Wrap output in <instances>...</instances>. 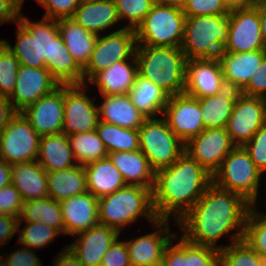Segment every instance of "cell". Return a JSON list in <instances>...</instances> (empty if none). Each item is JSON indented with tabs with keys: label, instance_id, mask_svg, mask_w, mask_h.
Listing matches in <instances>:
<instances>
[{
	"label": "cell",
	"instance_id": "25",
	"mask_svg": "<svg viewBox=\"0 0 266 266\" xmlns=\"http://www.w3.org/2000/svg\"><path fill=\"white\" fill-rule=\"evenodd\" d=\"M71 18L97 36L120 22L114 0H82Z\"/></svg>",
	"mask_w": 266,
	"mask_h": 266
},
{
	"label": "cell",
	"instance_id": "46",
	"mask_svg": "<svg viewBox=\"0 0 266 266\" xmlns=\"http://www.w3.org/2000/svg\"><path fill=\"white\" fill-rule=\"evenodd\" d=\"M182 11L186 17L229 14L221 0H187Z\"/></svg>",
	"mask_w": 266,
	"mask_h": 266
},
{
	"label": "cell",
	"instance_id": "34",
	"mask_svg": "<svg viewBox=\"0 0 266 266\" xmlns=\"http://www.w3.org/2000/svg\"><path fill=\"white\" fill-rule=\"evenodd\" d=\"M48 197L63 201L87 191L86 173L82 165L47 172Z\"/></svg>",
	"mask_w": 266,
	"mask_h": 266
},
{
	"label": "cell",
	"instance_id": "57",
	"mask_svg": "<svg viewBox=\"0 0 266 266\" xmlns=\"http://www.w3.org/2000/svg\"><path fill=\"white\" fill-rule=\"evenodd\" d=\"M11 183V164L0 158V189Z\"/></svg>",
	"mask_w": 266,
	"mask_h": 266
},
{
	"label": "cell",
	"instance_id": "52",
	"mask_svg": "<svg viewBox=\"0 0 266 266\" xmlns=\"http://www.w3.org/2000/svg\"><path fill=\"white\" fill-rule=\"evenodd\" d=\"M2 258L0 257V266H41L39 258L30 248H21L11 253L8 258Z\"/></svg>",
	"mask_w": 266,
	"mask_h": 266
},
{
	"label": "cell",
	"instance_id": "16",
	"mask_svg": "<svg viewBox=\"0 0 266 266\" xmlns=\"http://www.w3.org/2000/svg\"><path fill=\"white\" fill-rule=\"evenodd\" d=\"M229 35L223 52L241 53L264 49L258 7L232 10L228 14Z\"/></svg>",
	"mask_w": 266,
	"mask_h": 266
},
{
	"label": "cell",
	"instance_id": "8",
	"mask_svg": "<svg viewBox=\"0 0 266 266\" xmlns=\"http://www.w3.org/2000/svg\"><path fill=\"white\" fill-rule=\"evenodd\" d=\"M261 174L244 147L235 146L213 174V183L221 189L240 195L254 206Z\"/></svg>",
	"mask_w": 266,
	"mask_h": 266
},
{
	"label": "cell",
	"instance_id": "41",
	"mask_svg": "<svg viewBox=\"0 0 266 266\" xmlns=\"http://www.w3.org/2000/svg\"><path fill=\"white\" fill-rule=\"evenodd\" d=\"M20 64L11 50L0 40V95L10 97L16 86Z\"/></svg>",
	"mask_w": 266,
	"mask_h": 266
},
{
	"label": "cell",
	"instance_id": "36",
	"mask_svg": "<svg viewBox=\"0 0 266 266\" xmlns=\"http://www.w3.org/2000/svg\"><path fill=\"white\" fill-rule=\"evenodd\" d=\"M18 230L23 220L49 225L64 234V221L60 202L50 197L23 202L18 218Z\"/></svg>",
	"mask_w": 266,
	"mask_h": 266
},
{
	"label": "cell",
	"instance_id": "23",
	"mask_svg": "<svg viewBox=\"0 0 266 266\" xmlns=\"http://www.w3.org/2000/svg\"><path fill=\"white\" fill-rule=\"evenodd\" d=\"M241 95L242 89L237 84L223 80L217 94L198 99L204 129L225 128L234 103Z\"/></svg>",
	"mask_w": 266,
	"mask_h": 266
},
{
	"label": "cell",
	"instance_id": "13",
	"mask_svg": "<svg viewBox=\"0 0 266 266\" xmlns=\"http://www.w3.org/2000/svg\"><path fill=\"white\" fill-rule=\"evenodd\" d=\"M85 84L64 85V122L61 134L95 131L100 121L99 108L83 88Z\"/></svg>",
	"mask_w": 266,
	"mask_h": 266
},
{
	"label": "cell",
	"instance_id": "49",
	"mask_svg": "<svg viewBox=\"0 0 266 266\" xmlns=\"http://www.w3.org/2000/svg\"><path fill=\"white\" fill-rule=\"evenodd\" d=\"M266 56L256 70L252 73L242 94L266 99Z\"/></svg>",
	"mask_w": 266,
	"mask_h": 266
},
{
	"label": "cell",
	"instance_id": "5",
	"mask_svg": "<svg viewBox=\"0 0 266 266\" xmlns=\"http://www.w3.org/2000/svg\"><path fill=\"white\" fill-rule=\"evenodd\" d=\"M228 14L185 18L181 49L189 59L219 58L228 42Z\"/></svg>",
	"mask_w": 266,
	"mask_h": 266
},
{
	"label": "cell",
	"instance_id": "10",
	"mask_svg": "<svg viewBox=\"0 0 266 266\" xmlns=\"http://www.w3.org/2000/svg\"><path fill=\"white\" fill-rule=\"evenodd\" d=\"M40 137L24 115L17 112L0 134V158L11 165L36 161Z\"/></svg>",
	"mask_w": 266,
	"mask_h": 266
},
{
	"label": "cell",
	"instance_id": "37",
	"mask_svg": "<svg viewBox=\"0 0 266 266\" xmlns=\"http://www.w3.org/2000/svg\"><path fill=\"white\" fill-rule=\"evenodd\" d=\"M108 153L139 150V132L99 121L95 129Z\"/></svg>",
	"mask_w": 266,
	"mask_h": 266
},
{
	"label": "cell",
	"instance_id": "29",
	"mask_svg": "<svg viewBox=\"0 0 266 266\" xmlns=\"http://www.w3.org/2000/svg\"><path fill=\"white\" fill-rule=\"evenodd\" d=\"M59 33L74 60L83 69L90 60L98 36L86 31L74 19H57Z\"/></svg>",
	"mask_w": 266,
	"mask_h": 266
},
{
	"label": "cell",
	"instance_id": "18",
	"mask_svg": "<svg viewBox=\"0 0 266 266\" xmlns=\"http://www.w3.org/2000/svg\"><path fill=\"white\" fill-rule=\"evenodd\" d=\"M21 113L40 136L61 134L64 122V85L39 98Z\"/></svg>",
	"mask_w": 266,
	"mask_h": 266
},
{
	"label": "cell",
	"instance_id": "38",
	"mask_svg": "<svg viewBox=\"0 0 266 266\" xmlns=\"http://www.w3.org/2000/svg\"><path fill=\"white\" fill-rule=\"evenodd\" d=\"M68 141L75 157V162L85 166L104 159L108 155L104 143L96 130L68 135Z\"/></svg>",
	"mask_w": 266,
	"mask_h": 266
},
{
	"label": "cell",
	"instance_id": "31",
	"mask_svg": "<svg viewBox=\"0 0 266 266\" xmlns=\"http://www.w3.org/2000/svg\"><path fill=\"white\" fill-rule=\"evenodd\" d=\"M68 141V135L55 134L41 136L37 161L46 172L71 168L76 163Z\"/></svg>",
	"mask_w": 266,
	"mask_h": 266
},
{
	"label": "cell",
	"instance_id": "9",
	"mask_svg": "<svg viewBox=\"0 0 266 266\" xmlns=\"http://www.w3.org/2000/svg\"><path fill=\"white\" fill-rule=\"evenodd\" d=\"M138 132L139 150L155 172L169 167L185 152V144L170 129L164 118H146Z\"/></svg>",
	"mask_w": 266,
	"mask_h": 266
},
{
	"label": "cell",
	"instance_id": "53",
	"mask_svg": "<svg viewBox=\"0 0 266 266\" xmlns=\"http://www.w3.org/2000/svg\"><path fill=\"white\" fill-rule=\"evenodd\" d=\"M18 217L0 215V244L8 242L18 231Z\"/></svg>",
	"mask_w": 266,
	"mask_h": 266
},
{
	"label": "cell",
	"instance_id": "35",
	"mask_svg": "<svg viewBox=\"0 0 266 266\" xmlns=\"http://www.w3.org/2000/svg\"><path fill=\"white\" fill-rule=\"evenodd\" d=\"M131 102L146 117L163 114L169 95L149 79L137 74L135 83L128 93Z\"/></svg>",
	"mask_w": 266,
	"mask_h": 266
},
{
	"label": "cell",
	"instance_id": "50",
	"mask_svg": "<svg viewBox=\"0 0 266 266\" xmlns=\"http://www.w3.org/2000/svg\"><path fill=\"white\" fill-rule=\"evenodd\" d=\"M177 244L173 240L166 246L163 254L165 266H187V240L182 236Z\"/></svg>",
	"mask_w": 266,
	"mask_h": 266
},
{
	"label": "cell",
	"instance_id": "61",
	"mask_svg": "<svg viewBox=\"0 0 266 266\" xmlns=\"http://www.w3.org/2000/svg\"><path fill=\"white\" fill-rule=\"evenodd\" d=\"M254 6L266 9V0H254Z\"/></svg>",
	"mask_w": 266,
	"mask_h": 266
},
{
	"label": "cell",
	"instance_id": "12",
	"mask_svg": "<svg viewBox=\"0 0 266 266\" xmlns=\"http://www.w3.org/2000/svg\"><path fill=\"white\" fill-rule=\"evenodd\" d=\"M265 123L266 99L242 94L225 128L235 146H244Z\"/></svg>",
	"mask_w": 266,
	"mask_h": 266
},
{
	"label": "cell",
	"instance_id": "28",
	"mask_svg": "<svg viewBox=\"0 0 266 266\" xmlns=\"http://www.w3.org/2000/svg\"><path fill=\"white\" fill-rule=\"evenodd\" d=\"M132 57L133 63L131 65L127 63V60L116 62L107 69L97 73L90 82L99 87L102 95L128 94L138 74L135 54Z\"/></svg>",
	"mask_w": 266,
	"mask_h": 266
},
{
	"label": "cell",
	"instance_id": "45",
	"mask_svg": "<svg viewBox=\"0 0 266 266\" xmlns=\"http://www.w3.org/2000/svg\"><path fill=\"white\" fill-rule=\"evenodd\" d=\"M243 147L250 155L256 168L261 173L266 171V123Z\"/></svg>",
	"mask_w": 266,
	"mask_h": 266
},
{
	"label": "cell",
	"instance_id": "11",
	"mask_svg": "<svg viewBox=\"0 0 266 266\" xmlns=\"http://www.w3.org/2000/svg\"><path fill=\"white\" fill-rule=\"evenodd\" d=\"M136 33L130 28H122L104 37L97 38L90 60L83 68V84L99 72L116 62L128 60L135 54Z\"/></svg>",
	"mask_w": 266,
	"mask_h": 266
},
{
	"label": "cell",
	"instance_id": "48",
	"mask_svg": "<svg viewBox=\"0 0 266 266\" xmlns=\"http://www.w3.org/2000/svg\"><path fill=\"white\" fill-rule=\"evenodd\" d=\"M23 205V199L20 192L12 183L0 189V207L2 215L20 216Z\"/></svg>",
	"mask_w": 266,
	"mask_h": 266
},
{
	"label": "cell",
	"instance_id": "26",
	"mask_svg": "<svg viewBox=\"0 0 266 266\" xmlns=\"http://www.w3.org/2000/svg\"><path fill=\"white\" fill-rule=\"evenodd\" d=\"M11 183L20 192L23 202L48 197L47 172L37 160L12 164Z\"/></svg>",
	"mask_w": 266,
	"mask_h": 266
},
{
	"label": "cell",
	"instance_id": "32",
	"mask_svg": "<svg viewBox=\"0 0 266 266\" xmlns=\"http://www.w3.org/2000/svg\"><path fill=\"white\" fill-rule=\"evenodd\" d=\"M83 167L86 173L87 191L96 198L109 195L126 186L120 171L108 157Z\"/></svg>",
	"mask_w": 266,
	"mask_h": 266
},
{
	"label": "cell",
	"instance_id": "22",
	"mask_svg": "<svg viewBox=\"0 0 266 266\" xmlns=\"http://www.w3.org/2000/svg\"><path fill=\"white\" fill-rule=\"evenodd\" d=\"M64 234L76 235L99 223L98 198L89 191L60 201Z\"/></svg>",
	"mask_w": 266,
	"mask_h": 266
},
{
	"label": "cell",
	"instance_id": "43",
	"mask_svg": "<svg viewBox=\"0 0 266 266\" xmlns=\"http://www.w3.org/2000/svg\"><path fill=\"white\" fill-rule=\"evenodd\" d=\"M119 20L129 19L126 28L135 30L151 11L153 0H114Z\"/></svg>",
	"mask_w": 266,
	"mask_h": 266
},
{
	"label": "cell",
	"instance_id": "62",
	"mask_svg": "<svg viewBox=\"0 0 266 266\" xmlns=\"http://www.w3.org/2000/svg\"><path fill=\"white\" fill-rule=\"evenodd\" d=\"M14 1L21 7L24 0H14Z\"/></svg>",
	"mask_w": 266,
	"mask_h": 266
},
{
	"label": "cell",
	"instance_id": "7",
	"mask_svg": "<svg viewBox=\"0 0 266 266\" xmlns=\"http://www.w3.org/2000/svg\"><path fill=\"white\" fill-rule=\"evenodd\" d=\"M185 18L181 8L154 4L142 23L135 29L137 45L181 47Z\"/></svg>",
	"mask_w": 266,
	"mask_h": 266
},
{
	"label": "cell",
	"instance_id": "2",
	"mask_svg": "<svg viewBox=\"0 0 266 266\" xmlns=\"http://www.w3.org/2000/svg\"><path fill=\"white\" fill-rule=\"evenodd\" d=\"M212 182L213 175L184 152L169 167L155 172L152 202L157 218L172 214L179 221Z\"/></svg>",
	"mask_w": 266,
	"mask_h": 266
},
{
	"label": "cell",
	"instance_id": "55",
	"mask_svg": "<svg viewBox=\"0 0 266 266\" xmlns=\"http://www.w3.org/2000/svg\"><path fill=\"white\" fill-rule=\"evenodd\" d=\"M16 114L9 97L0 95V134Z\"/></svg>",
	"mask_w": 266,
	"mask_h": 266
},
{
	"label": "cell",
	"instance_id": "40",
	"mask_svg": "<svg viewBox=\"0 0 266 266\" xmlns=\"http://www.w3.org/2000/svg\"><path fill=\"white\" fill-rule=\"evenodd\" d=\"M250 209L244 227L243 241L260 257L266 259V215Z\"/></svg>",
	"mask_w": 266,
	"mask_h": 266
},
{
	"label": "cell",
	"instance_id": "4",
	"mask_svg": "<svg viewBox=\"0 0 266 266\" xmlns=\"http://www.w3.org/2000/svg\"><path fill=\"white\" fill-rule=\"evenodd\" d=\"M98 213L100 224L110 226L119 233L122 227L142 215L151 223L158 219L153 207L152 189L135 185H126L98 198Z\"/></svg>",
	"mask_w": 266,
	"mask_h": 266
},
{
	"label": "cell",
	"instance_id": "30",
	"mask_svg": "<svg viewBox=\"0 0 266 266\" xmlns=\"http://www.w3.org/2000/svg\"><path fill=\"white\" fill-rule=\"evenodd\" d=\"M265 56L264 49L241 53L222 52L218 59L224 80L235 83L243 89Z\"/></svg>",
	"mask_w": 266,
	"mask_h": 266
},
{
	"label": "cell",
	"instance_id": "58",
	"mask_svg": "<svg viewBox=\"0 0 266 266\" xmlns=\"http://www.w3.org/2000/svg\"><path fill=\"white\" fill-rule=\"evenodd\" d=\"M221 2L229 12L236 9L247 8L254 4V0H221Z\"/></svg>",
	"mask_w": 266,
	"mask_h": 266
},
{
	"label": "cell",
	"instance_id": "3",
	"mask_svg": "<svg viewBox=\"0 0 266 266\" xmlns=\"http://www.w3.org/2000/svg\"><path fill=\"white\" fill-rule=\"evenodd\" d=\"M138 74L152 81L169 96L184 93L186 61L181 47L137 45Z\"/></svg>",
	"mask_w": 266,
	"mask_h": 266
},
{
	"label": "cell",
	"instance_id": "15",
	"mask_svg": "<svg viewBox=\"0 0 266 266\" xmlns=\"http://www.w3.org/2000/svg\"><path fill=\"white\" fill-rule=\"evenodd\" d=\"M234 147L226 128H208L185 144V152L213 175Z\"/></svg>",
	"mask_w": 266,
	"mask_h": 266
},
{
	"label": "cell",
	"instance_id": "17",
	"mask_svg": "<svg viewBox=\"0 0 266 266\" xmlns=\"http://www.w3.org/2000/svg\"><path fill=\"white\" fill-rule=\"evenodd\" d=\"M59 86L60 84L46 68L20 65L16 86L9 99L14 109L21 112L39 98L52 93Z\"/></svg>",
	"mask_w": 266,
	"mask_h": 266
},
{
	"label": "cell",
	"instance_id": "33",
	"mask_svg": "<svg viewBox=\"0 0 266 266\" xmlns=\"http://www.w3.org/2000/svg\"><path fill=\"white\" fill-rule=\"evenodd\" d=\"M17 29V42L12 46L1 40L16 56L20 65L35 68H46L44 60H39L38 23L31 22L20 14Z\"/></svg>",
	"mask_w": 266,
	"mask_h": 266
},
{
	"label": "cell",
	"instance_id": "1",
	"mask_svg": "<svg viewBox=\"0 0 266 266\" xmlns=\"http://www.w3.org/2000/svg\"><path fill=\"white\" fill-rule=\"evenodd\" d=\"M251 208L240 195L212 182L177 223L182 225L183 237L189 242L219 249L215 246L219 238L235 228L244 229Z\"/></svg>",
	"mask_w": 266,
	"mask_h": 266
},
{
	"label": "cell",
	"instance_id": "19",
	"mask_svg": "<svg viewBox=\"0 0 266 266\" xmlns=\"http://www.w3.org/2000/svg\"><path fill=\"white\" fill-rule=\"evenodd\" d=\"M169 219H157L153 224L159 229L150 234L126 241L131 266H157L163 262L166 246L174 236L169 234ZM165 226V229H162ZM160 230V231H159ZM162 234L160 235V233Z\"/></svg>",
	"mask_w": 266,
	"mask_h": 266
},
{
	"label": "cell",
	"instance_id": "59",
	"mask_svg": "<svg viewBox=\"0 0 266 266\" xmlns=\"http://www.w3.org/2000/svg\"><path fill=\"white\" fill-rule=\"evenodd\" d=\"M258 16L261 28L262 43L264 50L266 51V9L258 7Z\"/></svg>",
	"mask_w": 266,
	"mask_h": 266
},
{
	"label": "cell",
	"instance_id": "56",
	"mask_svg": "<svg viewBox=\"0 0 266 266\" xmlns=\"http://www.w3.org/2000/svg\"><path fill=\"white\" fill-rule=\"evenodd\" d=\"M55 260L54 266H83L67 247H64L59 257Z\"/></svg>",
	"mask_w": 266,
	"mask_h": 266
},
{
	"label": "cell",
	"instance_id": "27",
	"mask_svg": "<svg viewBox=\"0 0 266 266\" xmlns=\"http://www.w3.org/2000/svg\"><path fill=\"white\" fill-rule=\"evenodd\" d=\"M99 108L100 121L123 128L138 130L146 117L131 102L129 94L102 95Z\"/></svg>",
	"mask_w": 266,
	"mask_h": 266
},
{
	"label": "cell",
	"instance_id": "6",
	"mask_svg": "<svg viewBox=\"0 0 266 266\" xmlns=\"http://www.w3.org/2000/svg\"><path fill=\"white\" fill-rule=\"evenodd\" d=\"M38 48L39 60L60 85L83 84V69L66 48L57 20L43 17L38 23Z\"/></svg>",
	"mask_w": 266,
	"mask_h": 266
},
{
	"label": "cell",
	"instance_id": "54",
	"mask_svg": "<svg viewBox=\"0 0 266 266\" xmlns=\"http://www.w3.org/2000/svg\"><path fill=\"white\" fill-rule=\"evenodd\" d=\"M21 7L14 0H0V24L19 21Z\"/></svg>",
	"mask_w": 266,
	"mask_h": 266
},
{
	"label": "cell",
	"instance_id": "20",
	"mask_svg": "<svg viewBox=\"0 0 266 266\" xmlns=\"http://www.w3.org/2000/svg\"><path fill=\"white\" fill-rule=\"evenodd\" d=\"M223 80L219 59L201 58L186 61L185 94L197 99L212 96L218 93Z\"/></svg>",
	"mask_w": 266,
	"mask_h": 266
},
{
	"label": "cell",
	"instance_id": "60",
	"mask_svg": "<svg viewBox=\"0 0 266 266\" xmlns=\"http://www.w3.org/2000/svg\"><path fill=\"white\" fill-rule=\"evenodd\" d=\"M187 0H153L154 4H161L167 6H173L177 8H183Z\"/></svg>",
	"mask_w": 266,
	"mask_h": 266
},
{
	"label": "cell",
	"instance_id": "42",
	"mask_svg": "<svg viewBox=\"0 0 266 266\" xmlns=\"http://www.w3.org/2000/svg\"><path fill=\"white\" fill-rule=\"evenodd\" d=\"M20 244L27 248H42L46 246L54 237L61 234L56 228L50 227L40 222H27L26 226L19 231Z\"/></svg>",
	"mask_w": 266,
	"mask_h": 266
},
{
	"label": "cell",
	"instance_id": "14",
	"mask_svg": "<svg viewBox=\"0 0 266 266\" xmlns=\"http://www.w3.org/2000/svg\"><path fill=\"white\" fill-rule=\"evenodd\" d=\"M163 114L170 129L184 144L204 130L199 100L185 93L169 96Z\"/></svg>",
	"mask_w": 266,
	"mask_h": 266
},
{
	"label": "cell",
	"instance_id": "24",
	"mask_svg": "<svg viewBox=\"0 0 266 266\" xmlns=\"http://www.w3.org/2000/svg\"><path fill=\"white\" fill-rule=\"evenodd\" d=\"M107 157L120 171L126 185L153 189L155 171L150 167L148 159L140 150L112 152L108 153Z\"/></svg>",
	"mask_w": 266,
	"mask_h": 266
},
{
	"label": "cell",
	"instance_id": "51",
	"mask_svg": "<svg viewBox=\"0 0 266 266\" xmlns=\"http://www.w3.org/2000/svg\"><path fill=\"white\" fill-rule=\"evenodd\" d=\"M100 266H131L126 241L116 239L102 258Z\"/></svg>",
	"mask_w": 266,
	"mask_h": 266
},
{
	"label": "cell",
	"instance_id": "39",
	"mask_svg": "<svg viewBox=\"0 0 266 266\" xmlns=\"http://www.w3.org/2000/svg\"><path fill=\"white\" fill-rule=\"evenodd\" d=\"M244 229L234 233L231 246H220V266H266L260 257L243 239Z\"/></svg>",
	"mask_w": 266,
	"mask_h": 266
},
{
	"label": "cell",
	"instance_id": "47",
	"mask_svg": "<svg viewBox=\"0 0 266 266\" xmlns=\"http://www.w3.org/2000/svg\"><path fill=\"white\" fill-rule=\"evenodd\" d=\"M46 8L44 18L62 19L73 16L82 0H37Z\"/></svg>",
	"mask_w": 266,
	"mask_h": 266
},
{
	"label": "cell",
	"instance_id": "44",
	"mask_svg": "<svg viewBox=\"0 0 266 266\" xmlns=\"http://www.w3.org/2000/svg\"><path fill=\"white\" fill-rule=\"evenodd\" d=\"M187 266H220V249L187 240Z\"/></svg>",
	"mask_w": 266,
	"mask_h": 266
},
{
	"label": "cell",
	"instance_id": "21",
	"mask_svg": "<svg viewBox=\"0 0 266 266\" xmlns=\"http://www.w3.org/2000/svg\"><path fill=\"white\" fill-rule=\"evenodd\" d=\"M79 235L67 248L77 257L83 266H100L101 260L120 233L110 226L98 223Z\"/></svg>",
	"mask_w": 266,
	"mask_h": 266
}]
</instances>
